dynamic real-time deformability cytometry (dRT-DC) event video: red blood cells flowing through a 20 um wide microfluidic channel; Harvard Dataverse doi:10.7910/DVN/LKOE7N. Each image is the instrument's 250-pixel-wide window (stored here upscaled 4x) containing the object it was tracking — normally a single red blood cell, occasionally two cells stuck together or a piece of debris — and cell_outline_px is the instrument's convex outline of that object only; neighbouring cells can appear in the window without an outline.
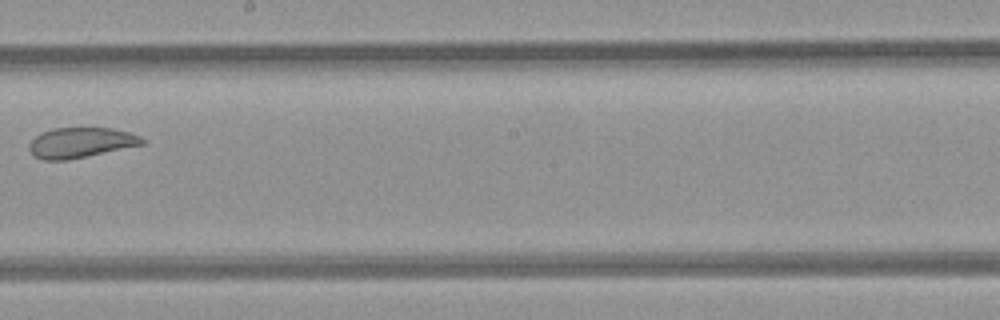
{"species": "common noctule bat (a hibernating species)", "species_latin": "Nyctalus noctula", "temperature_condition": "room temperature", "stored_images_in_passage": 8, "camera_frame_rate_fps": 3000, "um_per_image_px": 0.085, "animal": {"sex": "female", "body_mass_g": 21.9}, "frame": {"image": 1, "passage_image": 7, "time_ms": 7.0, "image_size_px": [1000, 320], "cell_outline_px": [[144, 144], [68, 160], [44, 160], [32, 156], [28, 148], [28, 144], [40, 132], [52, 128], [112, 128], [128, 132], [140, 136], [144, 140]], "centroid_in_image_um": [6.81, 12.12], "position_along_channel_um": 241.4, "area_um2": 19.94}}
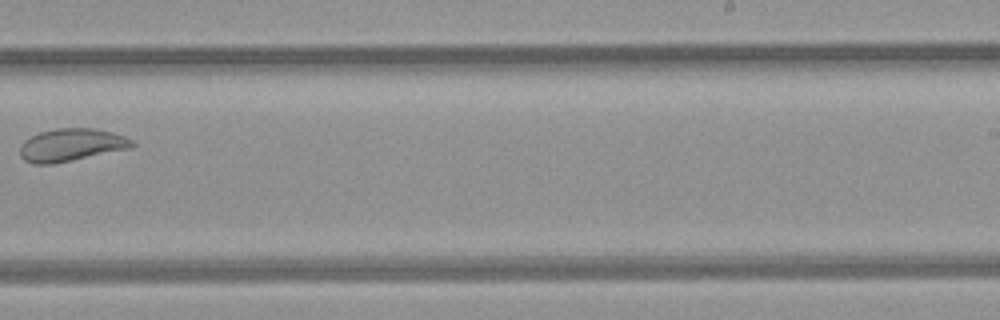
{"frame": {"image": 2, "passage_image": 8, "time_ms": 8.0, "image_size_px": [1000, 320], "cell_outline_px": [[136, 144], [132, 148], [52, 164], [32, 164], [24, 160], [20, 156], [20, 148], [24, 140], [40, 132], [56, 128], [96, 128], [112, 132], [124, 136], [132, 140]], "centroid_in_image_um": [6.07, 12.32], "position_along_channel_um": 282.9, "area_um2": 21.39}}